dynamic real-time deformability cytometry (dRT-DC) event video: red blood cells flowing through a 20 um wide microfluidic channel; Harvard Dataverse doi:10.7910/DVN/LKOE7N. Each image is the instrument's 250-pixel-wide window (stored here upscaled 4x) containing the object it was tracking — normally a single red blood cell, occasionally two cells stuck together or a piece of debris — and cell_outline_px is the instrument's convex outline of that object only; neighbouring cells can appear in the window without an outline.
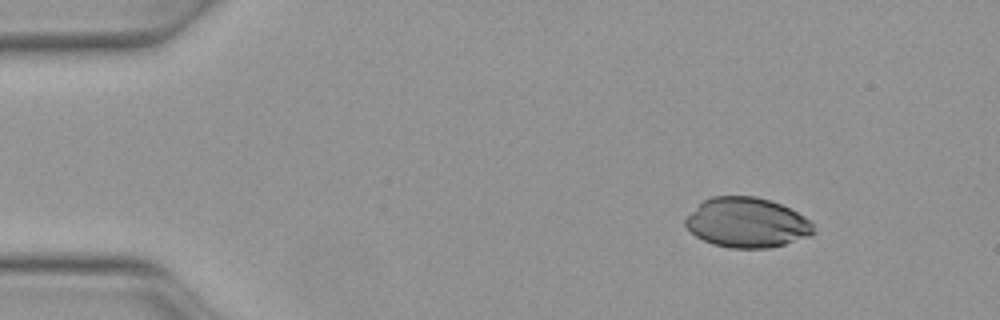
{"species": "Egyptian fruit bat (a non-hibernating species)", "species_latin": "Rousettus aegyptiacus", "temperature_condition": "warm", "stored_images_in_passage": 12, "camera_frame_rate_fps": 3000, "um_per_image_px": 0.085, "animal": {"sex": "female"}, "frame": {"image": 1, "passage_image": 3, "time_ms": 0.667, "image_size_px": [1000, 320], "cell_outline_px": [[808, 232], [780, 244], [720, 244], [712, 240], [744, 200], [760, 200], [776, 204], [792, 212], [800, 220]], "centroid_in_image_um": [64.62, 19.12], "position_along_channel_um": 20.4, "area_um2": 20.98}}